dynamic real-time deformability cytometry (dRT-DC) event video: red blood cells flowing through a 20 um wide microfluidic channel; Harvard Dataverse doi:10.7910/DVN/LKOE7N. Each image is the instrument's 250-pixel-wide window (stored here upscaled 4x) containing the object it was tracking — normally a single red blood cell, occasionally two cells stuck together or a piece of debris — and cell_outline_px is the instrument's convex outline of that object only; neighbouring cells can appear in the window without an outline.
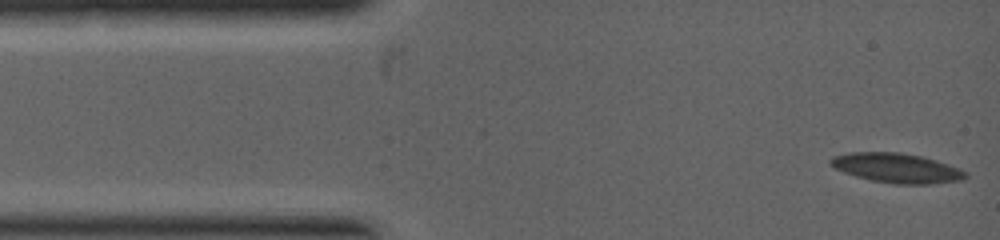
{"species": "common noctule bat (a hibernating species)", "species_latin": "Nyctalus noctula", "temperature_condition": "warm", "stored_images_in_passage": 54, "camera_frame_rate_fps": 5000, "um_per_image_px": 0.085, "animal": {"sex": "female", "body_mass_g": 19.0, "forearm_length_mm": 53.3}, "frame": {"image": 1, "passage_image": 1, "time_ms": 0.0, "image_size_px": [1000, 240], "cell_outline_px": [[968, 176], [960, 180], [928, 184], [896, 184], [872, 180], [856, 176], [844, 172], [828, 164], [828, 160], [832, 156], [852, 152], [896, 152], [920, 156], [968, 172]], "centroid_in_image_um": [76.15, 14.28], "position_along_channel_um": 8.8, "area_um2": 22.83}}
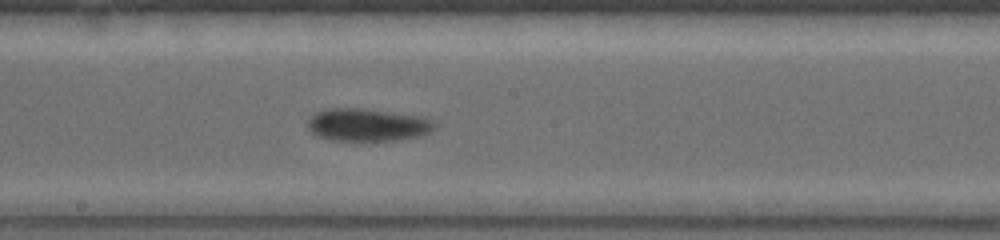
{"frame": {"image": 2, "passage_image": 24, "time_ms": 4.0, "image_size_px": [1000, 240], "cell_outline_px": [[436, 128], [428, 132], [416, 136], [392, 140], [332, 140], [316, 136], [308, 128], [308, 120], [316, 112], [328, 108], [360, 108], [420, 116], [432, 120], [436, 124]], "centroid_in_image_um": [31.2, 10.6], "position_along_channel_um": 217.0, "area_um2": 23.81}}
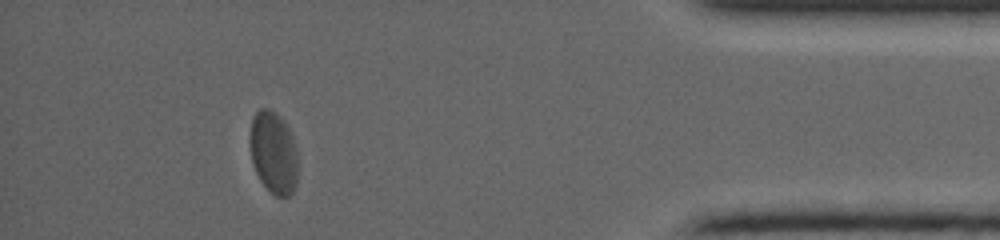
{"frame": {"image": 3, "passage_image": 46, "time_ms": 7.4, "image_size_px": [1000, 240], "cell_outline_px": [[296, 184], [292, 192], [288, 196], [276, 196], [260, 180], [256, 172], [252, 160], [248, 140], [248, 136], [252, 116], [260, 108], [268, 108], [276, 112], [288, 124], [296, 148]], "centroid_in_image_um": [23.21, 12.9], "position_along_channel_um": 412.0, "area_um2": 23.18}}